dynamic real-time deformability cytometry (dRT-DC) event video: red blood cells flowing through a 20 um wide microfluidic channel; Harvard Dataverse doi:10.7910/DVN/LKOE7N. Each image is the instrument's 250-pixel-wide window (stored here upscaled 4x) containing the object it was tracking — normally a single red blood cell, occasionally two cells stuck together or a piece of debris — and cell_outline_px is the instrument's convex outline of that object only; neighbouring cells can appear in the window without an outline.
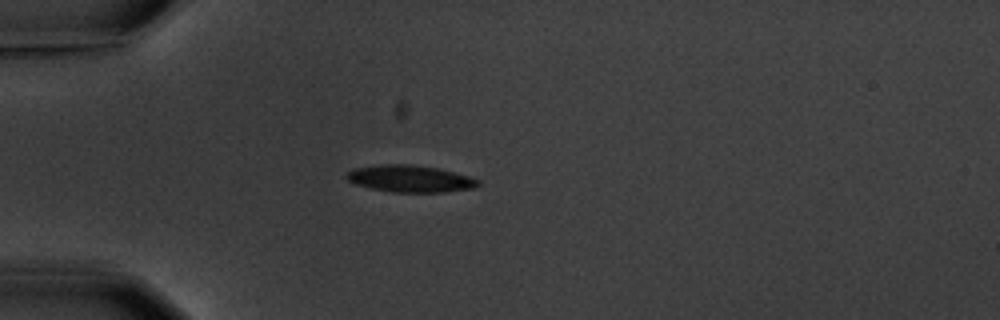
{"species": "common noctule bat (a hibernating species)", "species_latin": "Nyctalus noctula", "temperature_condition": "warm", "stored_images_in_passage": 3, "camera_frame_rate_fps": 3000, "um_per_image_px": 0.085, "animal": {"sex": "male", "body_mass_g": 20.1, "forearm_length_mm": 53.5}, "frame": {"image": 1, "passage_image": 1, "time_ms": 0.0, "image_size_px": [1000, 320], "cell_outline_px": [[480, 184], [476, 188], [444, 192], [392, 192], [372, 188], [356, 184], [348, 180], [344, 176], [352, 168], [384, 164], [408, 164], [440, 168], [468, 176], [480, 180]], "centroid_in_image_um": [34.88, 15.18], "position_along_channel_um": 50.1, "area_um2": 20.69}}